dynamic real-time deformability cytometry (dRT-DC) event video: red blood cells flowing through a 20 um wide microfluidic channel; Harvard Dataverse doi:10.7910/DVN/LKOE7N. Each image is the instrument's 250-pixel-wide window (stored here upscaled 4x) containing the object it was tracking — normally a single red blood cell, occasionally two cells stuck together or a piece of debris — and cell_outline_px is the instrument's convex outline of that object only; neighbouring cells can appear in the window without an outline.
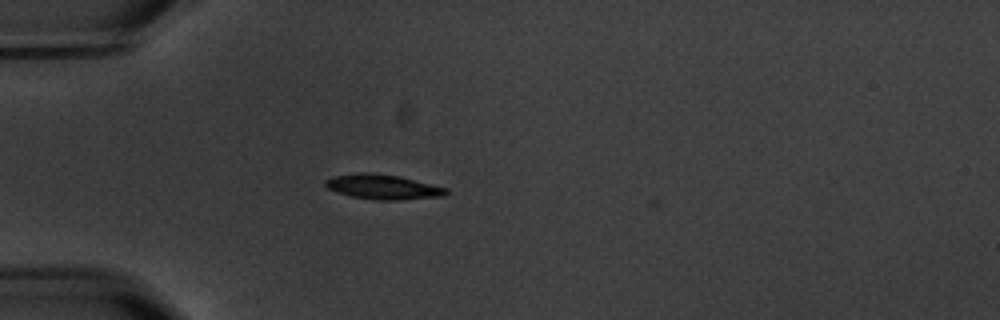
{"species": "common noctule bat (a hibernating species)", "species_latin": "Nyctalus noctula", "temperature_condition": "warm", "stored_images_in_passage": 2, "camera_frame_rate_fps": 3000, "um_per_image_px": 0.085, "animal": {"sex": "male", "body_mass_g": 20.1, "forearm_length_mm": 53.5}, "frame": {"image": 1, "passage_image": 2, "time_ms": 1.333, "image_size_px": [1000, 320], "cell_outline_px": [[448, 192], [444, 196], [400, 200], [376, 200], [352, 196], [336, 192], [328, 188], [324, 184], [324, 180], [332, 176], [360, 172], [372, 172], [400, 176], [448, 188]], "centroid_in_image_um": [32.54, 15.87], "position_along_channel_um": 52.5, "area_um2": 17.63}}